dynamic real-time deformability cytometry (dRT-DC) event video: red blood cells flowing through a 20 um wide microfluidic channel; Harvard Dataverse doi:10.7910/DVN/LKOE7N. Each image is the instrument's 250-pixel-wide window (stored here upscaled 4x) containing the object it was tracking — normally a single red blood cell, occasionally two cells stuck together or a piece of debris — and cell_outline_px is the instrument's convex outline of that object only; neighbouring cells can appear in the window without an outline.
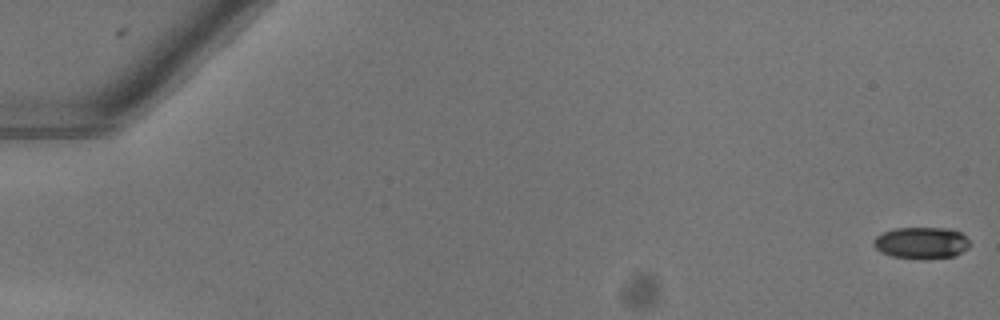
{"species": "common noctule bat (a hibernating species)", "species_latin": "Nyctalus noctula", "temperature_condition": "warm", "stored_images_in_passage": 17, "camera_frame_rate_fps": 3000, "um_per_image_px": 0.085, "animal": {"sex": "female"}, "frame": {"image": 1, "passage_image": 1, "time_ms": 0.0, "image_size_px": [1000, 320], "cell_outline_px": [[968, 248], [956, 256], [928, 260], [920, 260], [892, 256], [880, 252], [872, 244], [872, 240], [876, 236], [884, 232], [896, 228], [948, 228], [960, 232], [968, 240]], "centroid_in_image_um": [78.3, 20.67], "position_along_channel_um": 6.7, "area_um2": 18.03}}